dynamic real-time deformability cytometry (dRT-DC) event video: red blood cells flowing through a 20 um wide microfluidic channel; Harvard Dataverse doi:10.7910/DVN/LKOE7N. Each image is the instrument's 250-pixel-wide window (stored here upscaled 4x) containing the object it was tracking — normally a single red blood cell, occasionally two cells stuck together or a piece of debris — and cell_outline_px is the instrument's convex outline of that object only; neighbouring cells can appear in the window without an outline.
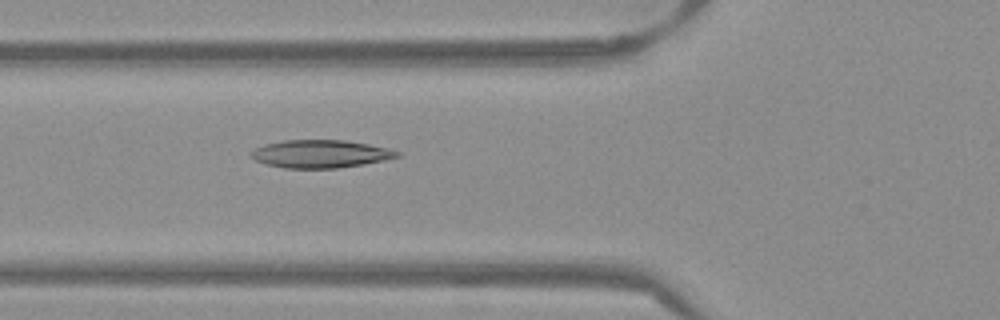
{"species": "Egyptian fruit bat (a non-hibernating species)", "species_latin": "Rousettus aegyptiacus", "temperature_condition": "warm", "stored_images_in_passage": 51, "camera_frame_rate_fps": 3000, "um_per_image_px": 0.085, "frame": {"image": 1, "passage_image": 19, "time_ms": 6.0, "image_size_px": [1000, 320], "cell_outline_px": [[400, 156], [384, 160], [364, 164], [336, 168], [284, 168], [264, 164], [248, 156], [248, 152], [264, 144], [284, 140], [344, 140], [368, 144], [388, 148], [400, 152]], "centroid_in_image_um": [27.19, 13.08], "position_along_channel_um": 98.6, "area_um2": 23.81}}
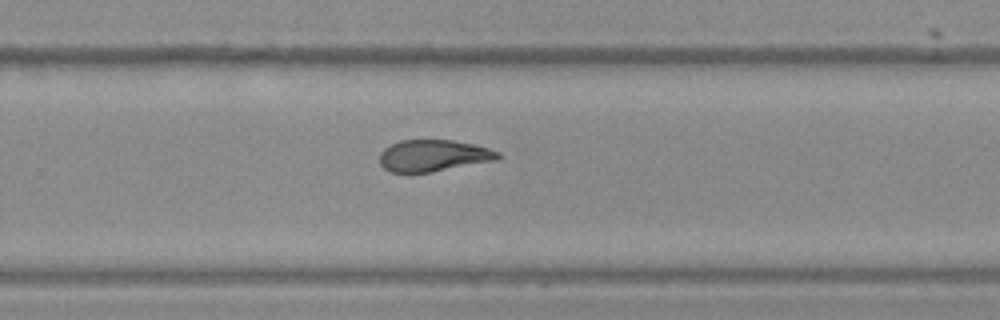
{"frame": {"image": 2, "passage_image": 34, "time_ms": 11.0, "image_size_px": [1000, 320], "cell_outline_px": [[500, 156], [496, 160], [432, 172], [392, 172], [384, 168], [380, 164], [380, 152], [384, 148], [400, 140], [452, 140], [472, 144], [488, 148], [500, 152]], "centroid_in_image_um": [36.83, 13.23], "position_along_channel_um": 293.0, "area_um2": 21.68}}
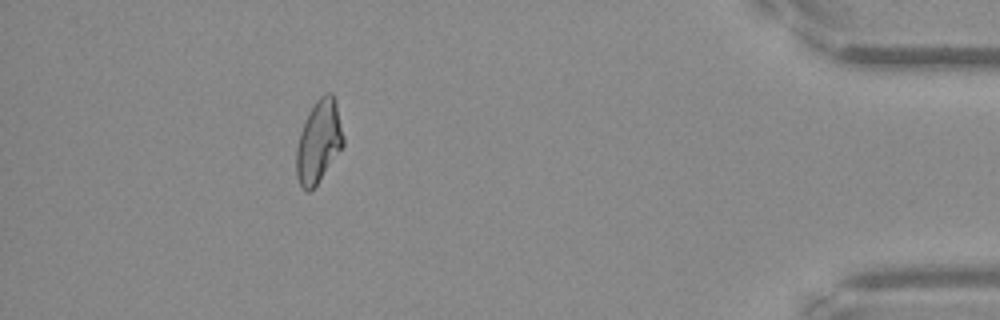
{"frame": {"image": 3, "passage_image": 47, "time_ms": 15.333, "image_size_px": [1000, 320], "cell_outline_px": [[344, 144], [316, 184], [308, 192], [300, 188], [296, 176], [296, 148], [300, 132], [308, 112], [316, 100], [324, 92], [332, 92], [336, 100], [344, 136]], "centroid_in_image_um": [27.08, 11.99], "position_along_channel_um": 408.1, "area_um2": 22.6}}